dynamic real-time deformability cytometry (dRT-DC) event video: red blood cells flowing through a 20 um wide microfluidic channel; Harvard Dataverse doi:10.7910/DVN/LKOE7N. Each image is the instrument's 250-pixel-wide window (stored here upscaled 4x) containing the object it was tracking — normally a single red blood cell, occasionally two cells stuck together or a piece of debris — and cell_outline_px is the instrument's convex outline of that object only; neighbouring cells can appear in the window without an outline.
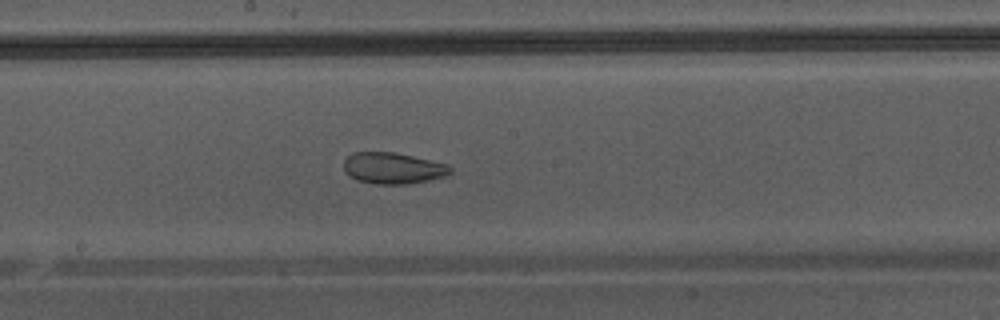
{"species": "Egyptian fruit bat (a non-hibernating species)", "species_latin": "Rousettus aegyptiacus", "temperature_condition": "warm", "stored_images_in_passage": 48, "camera_frame_rate_fps": 3000, "um_per_image_px": 0.085, "animal": {"sex": "male"}, "frame": {"image": 1, "passage_image": 28, "time_ms": 9.0, "image_size_px": [1000, 320], "cell_outline_px": [[452, 172], [444, 176], [428, 180], [408, 184], [376, 184], [356, 180], [344, 168], [344, 160], [352, 152], [396, 152], [448, 164], [452, 168]], "centroid_in_image_um": [33.42, 14.28], "position_along_channel_um": 214.8, "area_um2": 19.36}}